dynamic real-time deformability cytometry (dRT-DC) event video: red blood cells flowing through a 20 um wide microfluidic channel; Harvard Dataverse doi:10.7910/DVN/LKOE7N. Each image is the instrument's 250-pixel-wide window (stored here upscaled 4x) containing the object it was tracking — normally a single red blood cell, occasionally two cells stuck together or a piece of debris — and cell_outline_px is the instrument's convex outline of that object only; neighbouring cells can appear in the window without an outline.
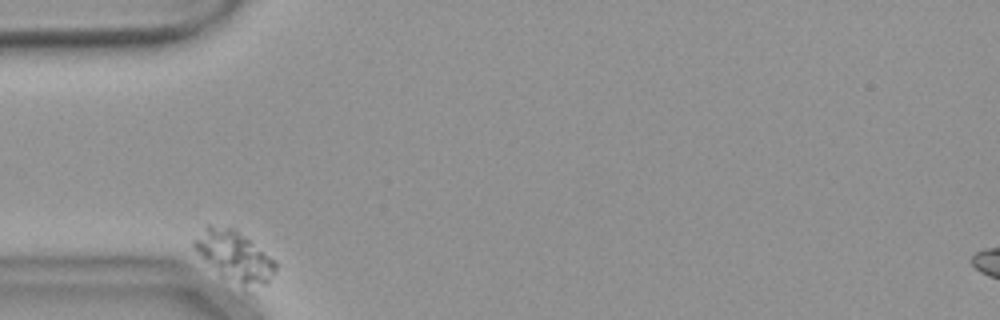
{"species": "common noctule bat (a hibernating species)", "species_latin": "Nyctalus noctula", "temperature_condition": "warm", "stored_images_in_passage": 36, "camera_frame_rate_fps": 3000, "um_per_image_px": 0.085, "animal": {"sex": "female", "body_mass_g": 18.4}, "frame": {"image": 1, "passage_image": 1, "time_ms": 0.0, "image_size_px": [1000, 320], "cell_outline_px": [[276, 268], [268, 280], [264, 284], [240, 284], [220, 276], [192, 248], [192, 240], [208, 224], [232, 228], [276, 260]], "centroid_in_image_um": [19.86, 21.73], "position_along_channel_um": 65.1, "area_um2": 23.12}}
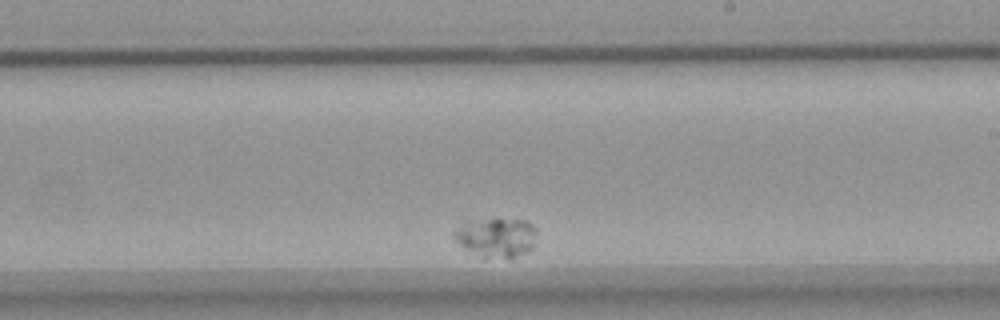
{"frame": {"image": 2, "passage_image": 23, "time_ms": 7.333, "image_size_px": [1000, 320], "cell_outline_px": [[536, 228], [532, 248], [528, 252], [512, 260], [508, 260], [484, 256], [468, 252], [452, 236], [452, 232], [456, 228], [496, 216], [524, 220], [532, 224]], "centroid_in_image_um": [42.24, 20.19], "position_along_channel_um": 246.8, "area_um2": 19.25}}
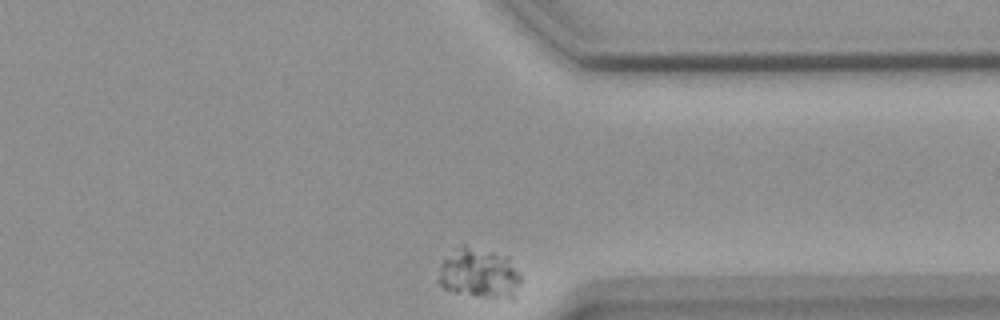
{"frame": {"image": 3, "passage_image": 36, "time_ms": 11.667, "image_size_px": [1000, 320], "cell_outline_px": [[520, 284], [512, 300], [476, 296], [456, 292], [444, 288], [436, 280], [440, 264], [444, 260], [464, 244], [508, 256], [520, 272]], "centroid_in_image_um": [40.76, 23.26], "position_along_channel_um": 370.6, "area_um2": 24.22}}